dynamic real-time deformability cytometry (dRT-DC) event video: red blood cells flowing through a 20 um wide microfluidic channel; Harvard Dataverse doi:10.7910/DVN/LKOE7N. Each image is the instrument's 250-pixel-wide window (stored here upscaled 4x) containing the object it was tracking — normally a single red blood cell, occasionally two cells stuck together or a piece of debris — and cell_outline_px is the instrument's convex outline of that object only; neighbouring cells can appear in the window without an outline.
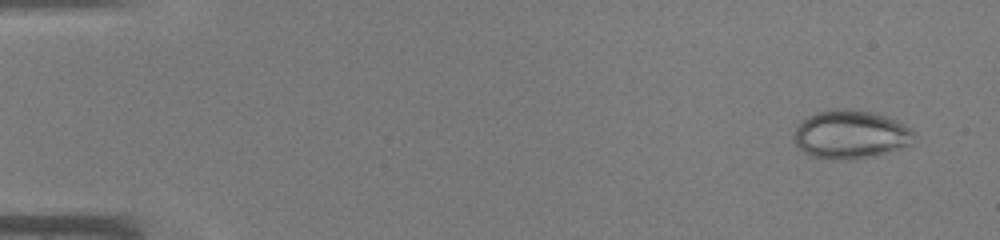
{"species": "common noctule bat (a hibernating species)", "species_latin": "Nyctalus noctula", "temperature_condition": "warm", "stored_images_in_passage": 13, "camera_frame_rate_fps": 3000, "um_per_image_px": 0.085, "animal": {"sex": "male", "body_mass_g": 19.0, "forearm_length_mm": 50.8}, "frame": {"image": 1, "passage_image": 3, "time_ms": 0.667, "image_size_px": [1000, 240], "cell_outline_px": [[916, 140], [908, 144], [884, 152], [852, 160], [824, 160], [812, 156], [804, 152], [792, 140], [792, 136], [796, 128], [808, 116], [816, 112], [828, 108], [848, 108], [872, 112], [896, 120], [912, 128], [916, 132]], "centroid_in_image_um": [72.27, 11.42], "position_along_channel_um": 12.7, "area_um2": 34.16}}